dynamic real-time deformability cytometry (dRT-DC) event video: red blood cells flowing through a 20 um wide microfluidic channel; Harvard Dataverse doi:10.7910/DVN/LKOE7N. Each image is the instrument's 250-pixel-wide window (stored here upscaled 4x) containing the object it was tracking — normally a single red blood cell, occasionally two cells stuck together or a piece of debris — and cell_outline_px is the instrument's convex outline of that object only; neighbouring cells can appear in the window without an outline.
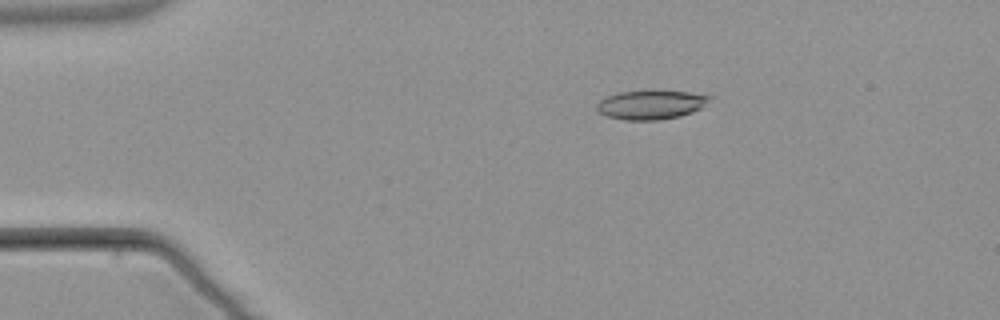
{"species": "common noctule bat (a hibernating species)", "species_latin": "Nyctalus noctula", "temperature_condition": "warm", "stored_images_in_passage": 5, "camera_frame_rate_fps": 3000, "um_per_image_px": 0.085, "animal": {"sex": "male", "body_mass_g": 21.5, "forearm_length_mm": 52.0}, "frame": {"image": 1, "passage_image": 2, "time_ms": 1.333, "image_size_px": [1000, 320], "cell_outline_px": [[712, 96], [700, 108], [692, 112], [680, 116], [660, 120], [624, 120], [608, 116], [600, 112], [596, 108], [596, 104], [600, 100], [608, 96], [620, 92], [688, 92]], "centroid_in_image_um": [55.3, 8.93], "position_along_channel_um": 29.7, "area_um2": 18.5}}
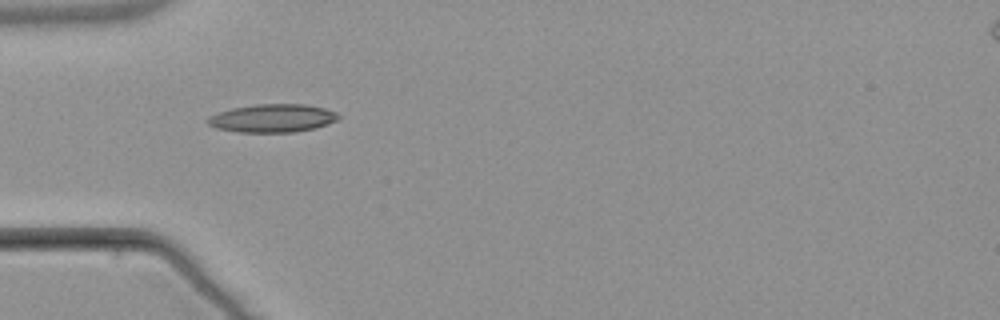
{"frame": {"image": 2, "passage_image": 4, "time_ms": 3.667, "image_size_px": [1000, 320], "cell_outline_px": [[340, 116], [336, 120], [328, 124], [316, 128], [292, 132], [240, 132], [216, 128], [208, 124], [204, 120], [208, 116], [216, 112], [232, 108], [256, 104], [304, 104], [324, 108], [336, 112]], "centroid_in_image_um": [23.12, 10.04], "position_along_channel_um": 61.9, "area_um2": 21.56}}
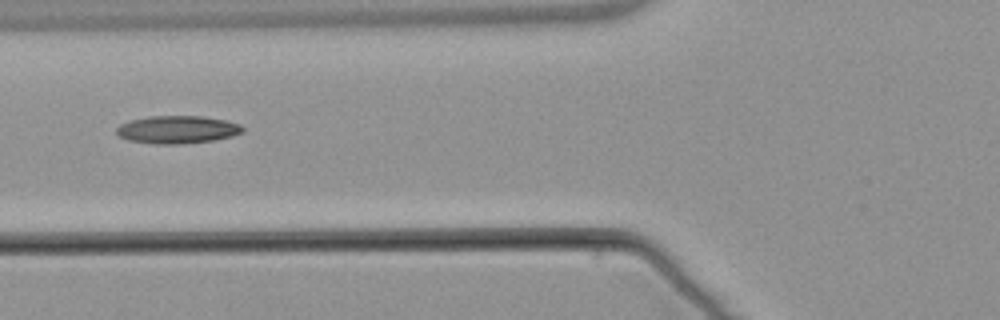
{"frame": {"image": 3, "passage_image": 5, "time_ms": 5.0, "image_size_px": [1000, 320], "cell_outline_px": [[244, 132], [232, 136], [212, 140], [176, 144], [152, 144], [128, 140], [120, 136], [116, 132], [116, 128], [120, 124], [132, 120], [148, 116], [200, 116], [224, 120], [240, 124], [244, 128]], "centroid_in_image_um": [15.06, 11.01], "position_along_channel_um": 110.7, "area_um2": 20.29}}